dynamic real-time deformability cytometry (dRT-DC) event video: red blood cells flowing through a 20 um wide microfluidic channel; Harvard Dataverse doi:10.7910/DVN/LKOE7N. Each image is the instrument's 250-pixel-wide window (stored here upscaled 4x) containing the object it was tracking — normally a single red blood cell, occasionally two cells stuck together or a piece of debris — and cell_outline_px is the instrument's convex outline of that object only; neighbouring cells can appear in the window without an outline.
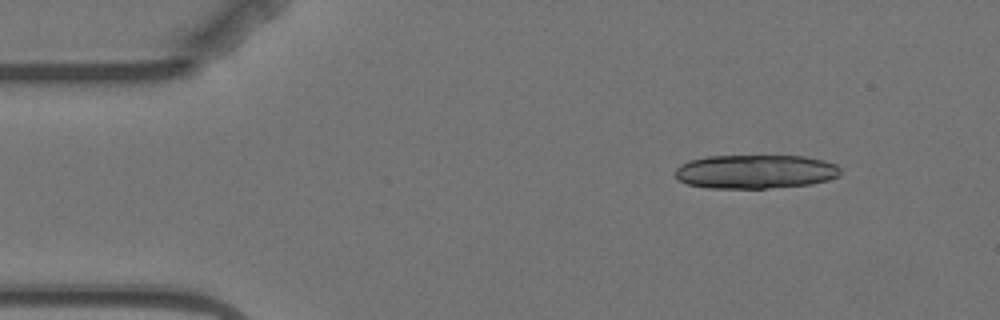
{"species": "Egyptian fruit bat (a non-hibernating species)", "species_latin": "Rousettus aegyptiacus", "temperature_condition": "warm", "stored_images_in_passage": 6, "segment_of_instrument_passage": [2, 2], "camera_frame_rate_fps": 3000, "um_per_image_px": 0.085, "animal": {"sex": "female"}, "frame": {"image": 1, "passage_image": 6, "time_ms": 6.667, "image_size_px": [1000, 320], "cell_outline_px": [[840, 176], [828, 180], [812, 184], [768, 188], [708, 188], [688, 184], [676, 180], [676, 168], [680, 164], [688, 160], [708, 156], [804, 156], [824, 160], [836, 164], [840, 168]], "centroid_in_image_um": [64.2, 14.59], "position_along_channel_um": 20.8, "area_um2": 32.89}}